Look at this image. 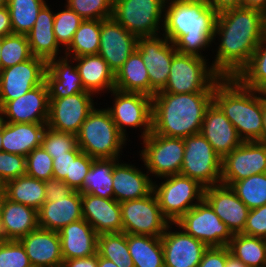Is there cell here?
Here are the masks:
<instances>
[{
    "instance_id": "cell-15",
    "label": "cell",
    "mask_w": 266,
    "mask_h": 267,
    "mask_svg": "<svg viewBox=\"0 0 266 267\" xmlns=\"http://www.w3.org/2000/svg\"><path fill=\"white\" fill-rule=\"evenodd\" d=\"M93 97L92 93L84 91L64 98H49L47 127L77 135L82 123L95 107Z\"/></svg>"
},
{
    "instance_id": "cell-29",
    "label": "cell",
    "mask_w": 266,
    "mask_h": 267,
    "mask_svg": "<svg viewBox=\"0 0 266 267\" xmlns=\"http://www.w3.org/2000/svg\"><path fill=\"white\" fill-rule=\"evenodd\" d=\"M58 233L63 260L97 254L98 234L85 219L66 225Z\"/></svg>"
},
{
    "instance_id": "cell-37",
    "label": "cell",
    "mask_w": 266,
    "mask_h": 267,
    "mask_svg": "<svg viewBox=\"0 0 266 267\" xmlns=\"http://www.w3.org/2000/svg\"><path fill=\"white\" fill-rule=\"evenodd\" d=\"M230 253L248 267H266V239L234 234L227 245Z\"/></svg>"
},
{
    "instance_id": "cell-65",
    "label": "cell",
    "mask_w": 266,
    "mask_h": 267,
    "mask_svg": "<svg viewBox=\"0 0 266 267\" xmlns=\"http://www.w3.org/2000/svg\"><path fill=\"white\" fill-rule=\"evenodd\" d=\"M0 70H1V38H0Z\"/></svg>"
},
{
    "instance_id": "cell-13",
    "label": "cell",
    "mask_w": 266,
    "mask_h": 267,
    "mask_svg": "<svg viewBox=\"0 0 266 267\" xmlns=\"http://www.w3.org/2000/svg\"><path fill=\"white\" fill-rule=\"evenodd\" d=\"M174 225L202 241L207 247L227 246L234 235L204 199Z\"/></svg>"
},
{
    "instance_id": "cell-38",
    "label": "cell",
    "mask_w": 266,
    "mask_h": 267,
    "mask_svg": "<svg viewBox=\"0 0 266 267\" xmlns=\"http://www.w3.org/2000/svg\"><path fill=\"white\" fill-rule=\"evenodd\" d=\"M100 45V20L85 19L74 33L64 56L75 58L84 55H97Z\"/></svg>"
},
{
    "instance_id": "cell-52",
    "label": "cell",
    "mask_w": 266,
    "mask_h": 267,
    "mask_svg": "<svg viewBox=\"0 0 266 267\" xmlns=\"http://www.w3.org/2000/svg\"><path fill=\"white\" fill-rule=\"evenodd\" d=\"M81 152L77 145L72 151L67 152L66 155L53 158V177L60 180L70 177L71 160H75Z\"/></svg>"
},
{
    "instance_id": "cell-58",
    "label": "cell",
    "mask_w": 266,
    "mask_h": 267,
    "mask_svg": "<svg viewBox=\"0 0 266 267\" xmlns=\"http://www.w3.org/2000/svg\"><path fill=\"white\" fill-rule=\"evenodd\" d=\"M243 7L266 11V0H242Z\"/></svg>"
},
{
    "instance_id": "cell-40",
    "label": "cell",
    "mask_w": 266,
    "mask_h": 267,
    "mask_svg": "<svg viewBox=\"0 0 266 267\" xmlns=\"http://www.w3.org/2000/svg\"><path fill=\"white\" fill-rule=\"evenodd\" d=\"M97 253L114 262L118 267H134L127 243V234L103 233L98 235Z\"/></svg>"
},
{
    "instance_id": "cell-49",
    "label": "cell",
    "mask_w": 266,
    "mask_h": 267,
    "mask_svg": "<svg viewBox=\"0 0 266 267\" xmlns=\"http://www.w3.org/2000/svg\"><path fill=\"white\" fill-rule=\"evenodd\" d=\"M26 175V157L20 154L0 152V187L7 181Z\"/></svg>"
},
{
    "instance_id": "cell-14",
    "label": "cell",
    "mask_w": 266,
    "mask_h": 267,
    "mask_svg": "<svg viewBox=\"0 0 266 267\" xmlns=\"http://www.w3.org/2000/svg\"><path fill=\"white\" fill-rule=\"evenodd\" d=\"M136 50L141 54L146 66L150 79V96L153 97L167 84L171 62L177 50L163 34L139 37Z\"/></svg>"
},
{
    "instance_id": "cell-33",
    "label": "cell",
    "mask_w": 266,
    "mask_h": 267,
    "mask_svg": "<svg viewBox=\"0 0 266 267\" xmlns=\"http://www.w3.org/2000/svg\"><path fill=\"white\" fill-rule=\"evenodd\" d=\"M2 194L12 202L39 210L45 202V184L28 175L7 181L0 187Z\"/></svg>"
},
{
    "instance_id": "cell-27",
    "label": "cell",
    "mask_w": 266,
    "mask_h": 267,
    "mask_svg": "<svg viewBox=\"0 0 266 267\" xmlns=\"http://www.w3.org/2000/svg\"><path fill=\"white\" fill-rule=\"evenodd\" d=\"M72 58L62 56L47 62L45 83L49 98H64L84 92L79 71Z\"/></svg>"
},
{
    "instance_id": "cell-8",
    "label": "cell",
    "mask_w": 266,
    "mask_h": 267,
    "mask_svg": "<svg viewBox=\"0 0 266 267\" xmlns=\"http://www.w3.org/2000/svg\"><path fill=\"white\" fill-rule=\"evenodd\" d=\"M166 0H113L112 18L136 37L161 35Z\"/></svg>"
},
{
    "instance_id": "cell-42",
    "label": "cell",
    "mask_w": 266,
    "mask_h": 267,
    "mask_svg": "<svg viewBox=\"0 0 266 267\" xmlns=\"http://www.w3.org/2000/svg\"><path fill=\"white\" fill-rule=\"evenodd\" d=\"M230 187L250 210L266 204V173L251 175Z\"/></svg>"
},
{
    "instance_id": "cell-3",
    "label": "cell",
    "mask_w": 266,
    "mask_h": 267,
    "mask_svg": "<svg viewBox=\"0 0 266 267\" xmlns=\"http://www.w3.org/2000/svg\"><path fill=\"white\" fill-rule=\"evenodd\" d=\"M213 93L157 92L152 97V132L185 138L200 133Z\"/></svg>"
},
{
    "instance_id": "cell-61",
    "label": "cell",
    "mask_w": 266,
    "mask_h": 267,
    "mask_svg": "<svg viewBox=\"0 0 266 267\" xmlns=\"http://www.w3.org/2000/svg\"><path fill=\"white\" fill-rule=\"evenodd\" d=\"M97 267H118V266L111 260L100 257L98 255V266Z\"/></svg>"
},
{
    "instance_id": "cell-25",
    "label": "cell",
    "mask_w": 266,
    "mask_h": 267,
    "mask_svg": "<svg viewBox=\"0 0 266 267\" xmlns=\"http://www.w3.org/2000/svg\"><path fill=\"white\" fill-rule=\"evenodd\" d=\"M19 241L33 267H62L63 257L58 232L37 228Z\"/></svg>"
},
{
    "instance_id": "cell-45",
    "label": "cell",
    "mask_w": 266,
    "mask_h": 267,
    "mask_svg": "<svg viewBox=\"0 0 266 267\" xmlns=\"http://www.w3.org/2000/svg\"><path fill=\"white\" fill-rule=\"evenodd\" d=\"M82 19L104 20L112 17L113 0H65Z\"/></svg>"
},
{
    "instance_id": "cell-19",
    "label": "cell",
    "mask_w": 266,
    "mask_h": 267,
    "mask_svg": "<svg viewBox=\"0 0 266 267\" xmlns=\"http://www.w3.org/2000/svg\"><path fill=\"white\" fill-rule=\"evenodd\" d=\"M172 225L174 223H169L161 236L164 267H198L208 247L180 227L174 232Z\"/></svg>"
},
{
    "instance_id": "cell-60",
    "label": "cell",
    "mask_w": 266,
    "mask_h": 267,
    "mask_svg": "<svg viewBox=\"0 0 266 267\" xmlns=\"http://www.w3.org/2000/svg\"><path fill=\"white\" fill-rule=\"evenodd\" d=\"M225 267H248L241 260L234 257L231 253L226 258Z\"/></svg>"
},
{
    "instance_id": "cell-22",
    "label": "cell",
    "mask_w": 266,
    "mask_h": 267,
    "mask_svg": "<svg viewBox=\"0 0 266 267\" xmlns=\"http://www.w3.org/2000/svg\"><path fill=\"white\" fill-rule=\"evenodd\" d=\"M37 228L38 211L10 201L0 190V240H19Z\"/></svg>"
},
{
    "instance_id": "cell-1",
    "label": "cell",
    "mask_w": 266,
    "mask_h": 267,
    "mask_svg": "<svg viewBox=\"0 0 266 267\" xmlns=\"http://www.w3.org/2000/svg\"><path fill=\"white\" fill-rule=\"evenodd\" d=\"M265 33L264 12L239 7L218 13L212 43L215 59L210 65L221 78H235L248 65ZM217 40L220 42H215Z\"/></svg>"
},
{
    "instance_id": "cell-20",
    "label": "cell",
    "mask_w": 266,
    "mask_h": 267,
    "mask_svg": "<svg viewBox=\"0 0 266 267\" xmlns=\"http://www.w3.org/2000/svg\"><path fill=\"white\" fill-rule=\"evenodd\" d=\"M1 109L7 123H47L49 95L45 81Z\"/></svg>"
},
{
    "instance_id": "cell-63",
    "label": "cell",
    "mask_w": 266,
    "mask_h": 267,
    "mask_svg": "<svg viewBox=\"0 0 266 267\" xmlns=\"http://www.w3.org/2000/svg\"><path fill=\"white\" fill-rule=\"evenodd\" d=\"M8 5V0H0V7H4Z\"/></svg>"
},
{
    "instance_id": "cell-2",
    "label": "cell",
    "mask_w": 266,
    "mask_h": 267,
    "mask_svg": "<svg viewBox=\"0 0 266 267\" xmlns=\"http://www.w3.org/2000/svg\"><path fill=\"white\" fill-rule=\"evenodd\" d=\"M217 15L205 0H166L162 34L178 52L206 58Z\"/></svg>"
},
{
    "instance_id": "cell-57",
    "label": "cell",
    "mask_w": 266,
    "mask_h": 267,
    "mask_svg": "<svg viewBox=\"0 0 266 267\" xmlns=\"http://www.w3.org/2000/svg\"><path fill=\"white\" fill-rule=\"evenodd\" d=\"M13 34L8 6L0 7V38Z\"/></svg>"
},
{
    "instance_id": "cell-39",
    "label": "cell",
    "mask_w": 266,
    "mask_h": 267,
    "mask_svg": "<svg viewBox=\"0 0 266 267\" xmlns=\"http://www.w3.org/2000/svg\"><path fill=\"white\" fill-rule=\"evenodd\" d=\"M236 78L247 88L266 92V31L248 65Z\"/></svg>"
},
{
    "instance_id": "cell-23",
    "label": "cell",
    "mask_w": 266,
    "mask_h": 267,
    "mask_svg": "<svg viewBox=\"0 0 266 267\" xmlns=\"http://www.w3.org/2000/svg\"><path fill=\"white\" fill-rule=\"evenodd\" d=\"M82 214L96 233L122 232L121 205L115 199L81 194Z\"/></svg>"
},
{
    "instance_id": "cell-10",
    "label": "cell",
    "mask_w": 266,
    "mask_h": 267,
    "mask_svg": "<svg viewBox=\"0 0 266 267\" xmlns=\"http://www.w3.org/2000/svg\"><path fill=\"white\" fill-rule=\"evenodd\" d=\"M140 159L151 179L180 174L184 156L183 138L166 137L153 132L142 139ZM153 174V175H152Z\"/></svg>"
},
{
    "instance_id": "cell-5",
    "label": "cell",
    "mask_w": 266,
    "mask_h": 267,
    "mask_svg": "<svg viewBox=\"0 0 266 267\" xmlns=\"http://www.w3.org/2000/svg\"><path fill=\"white\" fill-rule=\"evenodd\" d=\"M89 113L77 134V145L94 159H120L127 144L106 108H96Z\"/></svg>"
},
{
    "instance_id": "cell-54",
    "label": "cell",
    "mask_w": 266,
    "mask_h": 267,
    "mask_svg": "<svg viewBox=\"0 0 266 267\" xmlns=\"http://www.w3.org/2000/svg\"><path fill=\"white\" fill-rule=\"evenodd\" d=\"M44 184L45 201H56L59 198H65L74 191L63 180L54 177L45 180Z\"/></svg>"
},
{
    "instance_id": "cell-18",
    "label": "cell",
    "mask_w": 266,
    "mask_h": 267,
    "mask_svg": "<svg viewBox=\"0 0 266 267\" xmlns=\"http://www.w3.org/2000/svg\"><path fill=\"white\" fill-rule=\"evenodd\" d=\"M138 37L127 31L112 17L100 20V55L114 74L136 50Z\"/></svg>"
},
{
    "instance_id": "cell-41",
    "label": "cell",
    "mask_w": 266,
    "mask_h": 267,
    "mask_svg": "<svg viewBox=\"0 0 266 267\" xmlns=\"http://www.w3.org/2000/svg\"><path fill=\"white\" fill-rule=\"evenodd\" d=\"M46 0H8L13 34L26 35L34 26Z\"/></svg>"
},
{
    "instance_id": "cell-56",
    "label": "cell",
    "mask_w": 266,
    "mask_h": 267,
    "mask_svg": "<svg viewBox=\"0 0 266 267\" xmlns=\"http://www.w3.org/2000/svg\"><path fill=\"white\" fill-rule=\"evenodd\" d=\"M98 266V253L85 257L63 260L62 267H97Z\"/></svg>"
},
{
    "instance_id": "cell-59",
    "label": "cell",
    "mask_w": 266,
    "mask_h": 267,
    "mask_svg": "<svg viewBox=\"0 0 266 267\" xmlns=\"http://www.w3.org/2000/svg\"><path fill=\"white\" fill-rule=\"evenodd\" d=\"M263 130L262 136L258 142L266 144V92H263Z\"/></svg>"
},
{
    "instance_id": "cell-30",
    "label": "cell",
    "mask_w": 266,
    "mask_h": 267,
    "mask_svg": "<svg viewBox=\"0 0 266 267\" xmlns=\"http://www.w3.org/2000/svg\"><path fill=\"white\" fill-rule=\"evenodd\" d=\"M49 6L51 5L46 3L42 7L33 28L26 34L32 56L42 58L46 62L62 57L63 55L59 54L64 53V49L59 48L53 31L54 12Z\"/></svg>"
},
{
    "instance_id": "cell-64",
    "label": "cell",
    "mask_w": 266,
    "mask_h": 267,
    "mask_svg": "<svg viewBox=\"0 0 266 267\" xmlns=\"http://www.w3.org/2000/svg\"><path fill=\"white\" fill-rule=\"evenodd\" d=\"M3 151V148H2V128H1V131H0V152Z\"/></svg>"
},
{
    "instance_id": "cell-6",
    "label": "cell",
    "mask_w": 266,
    "mask_h": 267,
    "mask_svg": "<svg viewBox=\"0 0 266 267\" xmlns=\"http://www.w3.org/2000/svg\"><path fill=\"white\" fill-rule=\"evenodd\" d=\"M209 58L176 52L170 67L165 87L159 92L213 93L221 78L207 62Z\"/></svg>"
},
{
    "instance_id": "cell-9",
    "label": "cell",
    "mask_w": 266,
    "mask_h": 267,
    "mask_svg": "<svg viewBox=\"0 0 266 267\" xmlns=\"http://www.w3.org/2000/svg\"><path fill=\"white\" fill-rule=\"evenodd\" d=\"M185 150L180 175L209 187L221 183L222 157L201 134L183 138Z\"/></svg>"
},
{
    "instance_id": "cell-62",
    "label": "cell",
    "mask_w": 266,
    "mask_h": 267,
    "mask_svg": "<svg viewBox=\"0 0 266 267\" xmlns=\"http://www.w3.org/2000/svg\"><path fill=\"white\" fill-rule=\"evenodd\" d=\"M4 123H5L4 116H3L2 109L0 107V131H1V128H2V126H3Z\"/></svg>"
},
{
    "instance_id": "cell-48",
    "label": "cell",
    "mask_w": 266,
    "mask_h": 267,
    "mask_svg": "<svg viewBox=\"0 0 266 267\" xmlns=\"http://www.w3.org/2000/svg\"><path fill=\"white\" fill-rule=\"evenodd\" d=\"M0 267H32L19 240H0Z\"/></svg>"
},
{
    "instance_id": "cell-43",
    "label": "cell",
    "mask_w": 266,
    "mask_h": 267,
    "mask_svg": "<svg viewBox=\"0 0 266 267\" xmlns=\"http://www.w3.org/2000/svg\"><path fill=\"white\" fill-rule=\"evenodd\" d=\"M31 57L26 35L10 34L1 38V69L22 63Z\"/></svg>"
},
{
    "instance_id": "cell-34",
    "label": "cell",
    "mask_w": 266,
    "mask_h": 267,
    "mask_svg": "<svg viewBox=\"0 0 266 267\" xmlns=\"http://www.w3.org/2000/svg\"><path fill=\"white\" fill-rule=\"evenodd\" d=\"M114 88L150 96V79L141 54L135 50L115 74Z\"/></svg>"
},
{
    "instance_id": "cell-46",
    "label": "cell",
    "mask_w": 266,
    "mask_h": 267,
    "mask_svg": "<svg viewBox=\"0 0 266 267\" xmlns=\"http://www.w3.org/2000/svg\"><path fill=\"white\" fill-rule=\"evenodd\" d=\"M41 146L52 158L66 155L77 146V135L58 132L47 127L42 136Z\"/></svg>"
},
{
    "instance_id": "cell-53",
    "label": "cell",
    "mask_w": 266,
    "mask_h": 267,
    "mask_svg": "<svg viewBox=\"0 0 266 267\" xmlns=\"http://www.w3.org/2000/svg\"><path fill=\"white\" fill-rule=\"evenodd\" d=\"M230 254L227 246L222 247H208L198 267H225L226 258Z\"/></svg>"
},
{
    "instance_id": "cell-7",
    "label": "cell",
    "mask_w": 266,
    "mask_h": 267,
    "mask_svg": "<svg viewBox=\"0 0 266 267\" xmlns=\"http://www.w3.org/2000/svg\"><path fill=\"white\" fill-rule=\"evenodd\" d=\"M159 179L164 181L158 185L154 180L153 192L163 216L170 223H176L204 199L205 187L190 177L178 174Z\"/></svg>"
},
{
    "instance_id": "cell-12",
    "label": "cell",
    "mask_w": 266,
    "mask_h": 267,
    "mask_svg": "<svg viewBox=\"0 0 266 267\" xmlns=\"http://www.w3.org/2000/svg\"><path fill=\"white\" fill-rule=\"evenodd\" d=\"M122 232L161 237L170 223L162 214L152 191L146 197L120 203Z\"/></svg>"
},
{
    "instance_id": "cell-55",
    "label": "cell",
    "mask_w": 266,
    "mask_h": 267,
    "mask_svg": "<svg viewBox=\"0 0 266 267\" xmlns=\"http://www.w3.org/2000/svg\"><path fill=\"white\" fill-rule=\"evenodd\" d=\"M218 14L228 9L243 7L242 0H205Z\"/></svg>"
},
{
    "instance_id": "cell-11",
    "label": "cell",
    "mask_w": 266,
    "mask_h": 267,
    "mask_svg": "<svg viewBox=\"0 0 266 267\" xmlns=\"http://www.w3.org/2000/svg\"><path fill=\"white\" fill-rule=\"evenodd\" d=\"M113 102L106 107L118 130L126 137L127 127L141 130L140 139L152 132V97L139 92L110 91Z\"/></svg>"
},
{
    "instance_id": "cell-35",
    "label": "cell",
    "mask_w": 266,
    "mask_h": 267,
    "mask_svg": "<svg viewBox=\"0 0 266 267\" xmlns=\"http://www.w3.org/2000/svg\"><path fill=\"white\" fill-rule=\"evenodd\" d=\"M127 243L134 267H164L161 237L127 234Z\"/></svg>"
},
{
    "instance_id": "cell-16",
    "label": "cell",
    "mask_w": 266,
    "mask_h": 267,
    "mask_svg": "<svg viewBox=\"0 0 266 267\" xmlns=\"http://www.w3.org/2000/svg\"><path fill=\"white\" fill-rule=\"evenodd\" d=\"M47 62L39 57L0 70V107L45 81Z\"/></svg>"
},
{
    "instance_id": "cell-17",
    "label": "cell",
    "mask_w": 266,
    "mask_h": 267,
    "mask_svg": "<svg viewBox=\"0 0 266 267\" xmlns=\"http://www.w3.org/2000/svg\"><path fill=\"white\" fill-rule=\"evenodd\" d=\"M266 173V144L242 142L222 158L221 183L231 186L251 175Z\"/></svg>"
},
{
    "instance_id": "cell-4",
    "label": "cell",
    "mask_w": 266,
    "mask_h": 267,
    "mask_svg": "<svg viewBox=\"0 0 266 267\" xmlns=\"http://www.w3.org/2000/svg\"><path fill=\"white\" fill-rule=\"evenodd\" d=\"M213 102L236 128L243 142L259 141L263 130V92L245 87L236 77L220 78Z\"/></svg>"
},
{
    "instance_id": "cell-47",
    "label": "cell",
    "mask_w": 266,
    "mask_h": 267,
    "mask_svg": "<svg viewBox=\"0 0 266 267\" xmlns=\"http://www.w3.org/2000/svg\"><path fill=\"white\" fill-rule=\"evenodd\" d=\"M26 175L43 181L53 177V158L42 146L26 156Z\"/></svg>"
},
{
    "instance_id": "cell-36",
    "label": "cell",
    "mask_w": 266,
    "mask_h": 267,
    "mask_svg": "<svg viewBox=\"0 0 266 267\" xmlns=\"http://www.w3.org/2000/svg\"><path fill=\"white\" fill-rule=\"evenodd\" d=\"M121 159H94L83 181V193L114 199L113 169Z\"/></svg>"
},
{
    "instance_id": "cell-50",
    "label": "cell",
    "mask_w": 266,
    "mask_h": 267,
    "mask_svg": "<svg viewBox=\"0 0 266 267\" xmlns=\"http://www.w3.org/2000/svg\"><path fill=\"white\" fill-rule=\"evenodd\" d=\"M94 158L84 152H81L75 160H71L70 177H66L63 181L73 190L83 194V181L90 170Z\"/></svg>"
},
{
    "instance_id": "cell-51",
    "label": "cell",
    "mask_w": 266,
    "mask_h": 267,
    "mask_svg": "<svg viewBox=\"0 0 266 267\" xmlns=\"http://www.w3.org/2000/svg\"><path fill=\"white\" fill-rule=\"evenodd\" d=\"M241 233L266 239V204L249 211L244 230Z\"/></svg>"
},
{
    "instance_id": "cell-26",
    "label": "cell",
    "mask_w": 266,
    "mask_h": 267,
    "mask_svg": "<svg viewBox=\"0 0 266 267\" xmlns=\"http://www.w3.org/2000/svg\"><path fill=\"white\" fill-rule=\"evenodd\" d=\"M118 161L113 169L114 199L117 202H125L133 199L146 197L153 191V180L148 171L130 163Z\"/></svg>"
},
{
    "instance_id": "cell-31",
    "label": "cell",
    "mask_w": 266,
    "mask_h": 267,
    "mask_svg": "<svg viewBox=\"0 0 266 267\" xmlns=\"http://www.w3.org/2000/svg\"><path fill=\"white\" fill-rule=\"evenodd\" d=\"M47 123H7L2 126L4 152L27 156L40 147Z\"/></svg>"
},
{
    "instance_id": "cell-32",
    "label": "cell",
    "mask_w": 266,
    "mask_h": 267,
    "mask_svg": "<svg viewBox=\"0 0 266 267\" xmlns=\"http://www.w3.org/2000/svg\"><path fill=\"white\" fill-rule=\"evenodd\" d=\"M79 71L85 91L98 95L114 89L115 74L100 55H84L72 58Z\"/></svg>"
},
{
    "instance_id": "cell-44",
    "label": "cell",
    "mask_w": 266,
    "mask_h": 267,
    "mask_svg": "<svg viewBox=\"0 0 266 267\" xmlns=\"http://www.w3.org/2000/svg\"><path fill=\"white\" fill-rule=\"evenodd\" d=\"M83 20L84 19H82L75 11L70 9L66 4L62 11L54 13L53 31L61 49L64 48L65 51L69 47L74 33L77 31Z\"/></svg>"
},
{
    "instance_id": "cell-24",
    "label": "cell",
    "mask_w": 266,
    "mask_h": 267,
    "mask_svg": "<svg viewBox=\"0 0 266 267\" xmlns=\"http://www.w3.org/2000/svg\"><path fill=\"white\" fill-rule=\"evenodd\" d=\"M200 133L222 158L243 142L234 125L214 102L206 110Z\"/></svg>"
},
{
    "instance_id": "cell-21",
    "label": "cell",
    "mask_w": 266,
    "mask_h": 267,
    "mask_svg": "<svg viewBox=\"0 0 266 267\" xmlns=\"http://www.w3.org/2000/svg\"><path fill=\"white\" fill-rule=\"evenodd\" d=\"M204 200L233 234L244 230L250 209L237 197L230 186L220 183L206 187Z\"/></svg>"
},
{
    "instance_id": "cell-28",
    "label": "cell",
    "mask_w": 266,
    "mask_h": 267,
    "mask_svg": "<svg viewBox=\"0 0 266 267\" xmlns=\"http://www.w3.org/2000/svg\"><path fill=\"white\" fill-rule=\"evenodd\" d=\"M81 193L74 190L65 198L45 201L38 210L39 228L58 232L66 225L81 220Z\"/></svg>"
}]
</instances>
